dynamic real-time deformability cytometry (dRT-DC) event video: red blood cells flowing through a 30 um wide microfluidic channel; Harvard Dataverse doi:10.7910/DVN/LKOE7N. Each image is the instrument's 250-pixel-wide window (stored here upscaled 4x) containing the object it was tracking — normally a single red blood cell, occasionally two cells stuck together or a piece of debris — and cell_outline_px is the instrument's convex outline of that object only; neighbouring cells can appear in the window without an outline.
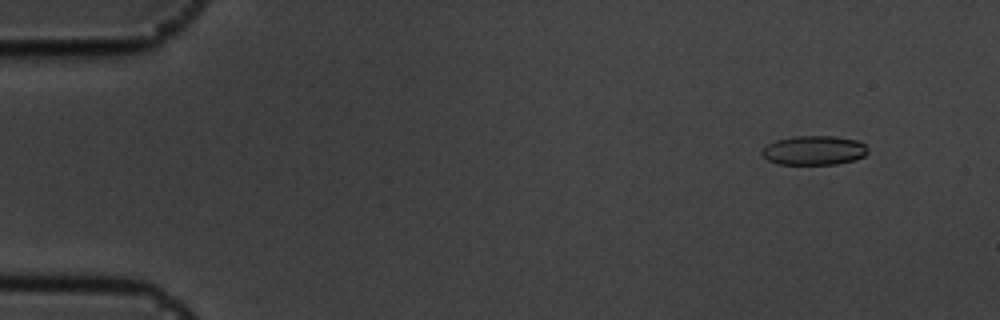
{"species": "common noctule bat (a hibernating species)", "species_latin": "Nyctalus noctula", "temperature_condition": "cold", "stored_images_in_passage": 55, "camera_frame_rate_fps": 3000, "um_per_image_px": 0.085, "animal": {"sex": "male", "body_mass_g": 19.5, "forearm_length_mm": 54.6}, "frame": {"image": 1, "passage_image": 5, "time_ms": 1.333, "image_size_px": [1000, 320], "cell_outline_px": [[868, 152], [864, 156], [856, 160], [836, 164], [776, 164], [768, 160], [760, 152], [768, 144], [776, 140], [792, 136], [832, 136], [856, 140], [864, 144], [868, 148]], "centroid_in_image_um": [69.2, 12.78], "position_along_channel_um": 15.8, "area_um2": 18.09}}
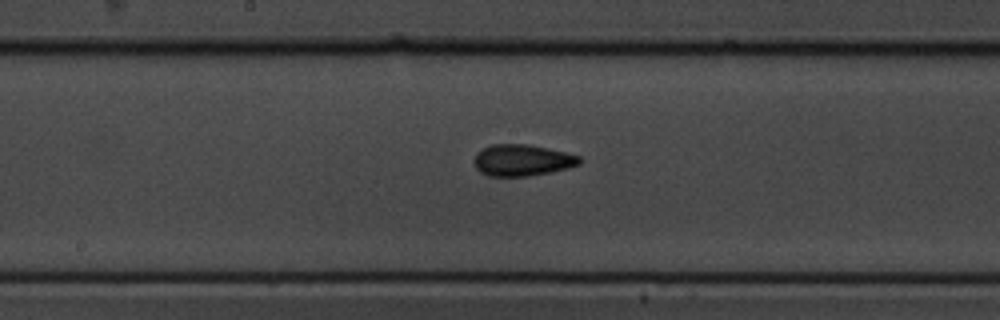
{"frame": {"image": 2, "passage_image": 29, "time_ms": 9.333, "image_size_px": [1000, 320], "cell_outline_px": [[580, 164], [568, 168], [552, 172], [528, 176], [488, 176], [480, 172], [476, 168], [472, 160], [484, 148], [492, 144], [528, 144], [564, 152], [580, 156]], "centroid_in_image_um": [44.38, 13.63], "position_along_channel_um": 203.8, "area_um2": 19.25}}
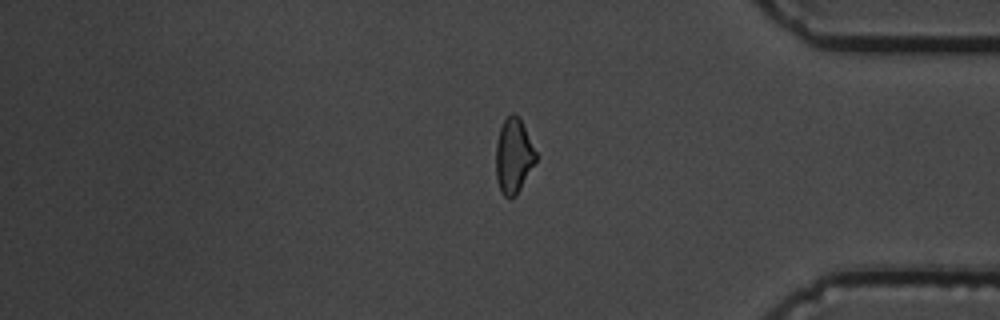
{"frame": {"image": 3, "passage_image": 46, "time_ms": 15.0, "image_size_px": [1000, 320], "cell_outline_px": [[536, 160], [516, 196], [508, 200], [500, 192], [496, 180], [496, 144], [500, 128], [504, 120], [512, 112], [520, 120], [536, 152]], "centroid_in_image_um": [43.62, 13.32], "position_along_channel_um": 391.6, "area_um2": 17.22}, "authors_computed_cell_mechanics": {"area_um2": 18.3226, "velocity_mm_per_s": 3.6778, "shape_relaxation_time_tau1_ms": 9.7705, "shape_relaxation_time_tau2_ms": 2.1287, "deformation_change_tau1": 0.1708, "deformation_change_tau2": 0.0581}}